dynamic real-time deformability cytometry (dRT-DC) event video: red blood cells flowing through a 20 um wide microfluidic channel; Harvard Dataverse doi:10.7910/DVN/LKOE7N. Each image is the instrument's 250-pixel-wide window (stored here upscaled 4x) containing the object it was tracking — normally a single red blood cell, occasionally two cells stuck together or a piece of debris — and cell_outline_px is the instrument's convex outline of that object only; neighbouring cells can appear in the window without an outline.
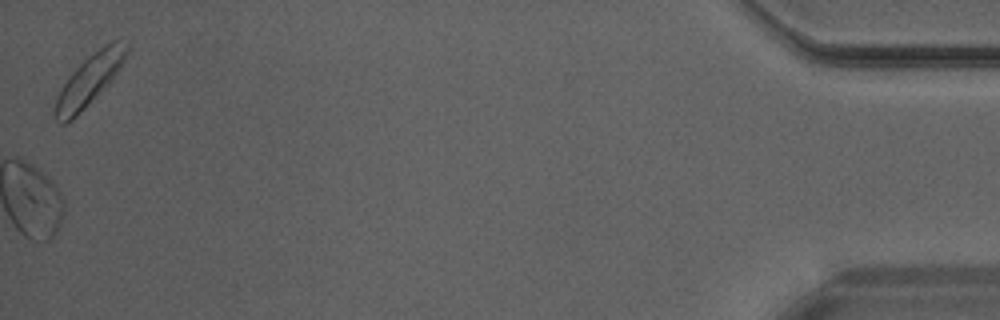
{"species": "Egyptian fruit bat (a non-hibernating species)", "species_latin": "Rousettus aegyptiacus", "temperature_condition": "warm", "stored_images_in_passage": 34, "camera_frame_rate_fps": 3000, "um_per_image_px": 0.085, "animal": {"sex": "male"}, "frame": {"image": 1, "passage_image": 34, "time_ms": 11.0, "image_size_px": [1000, 320], "cell_outline_px": [[128, 52], [124, 60], [116, 72], [84, 108], [72, 120], [64, 124], [60, 124], [56, 120], [56, 96], [72, 72], [88, 56], [104, 44], [112, 40], [128, 40]], "centroid_in_image_um": [7.6, 6.75], "position_along_channel_um": 427.6, "area_um2": 20.35}}